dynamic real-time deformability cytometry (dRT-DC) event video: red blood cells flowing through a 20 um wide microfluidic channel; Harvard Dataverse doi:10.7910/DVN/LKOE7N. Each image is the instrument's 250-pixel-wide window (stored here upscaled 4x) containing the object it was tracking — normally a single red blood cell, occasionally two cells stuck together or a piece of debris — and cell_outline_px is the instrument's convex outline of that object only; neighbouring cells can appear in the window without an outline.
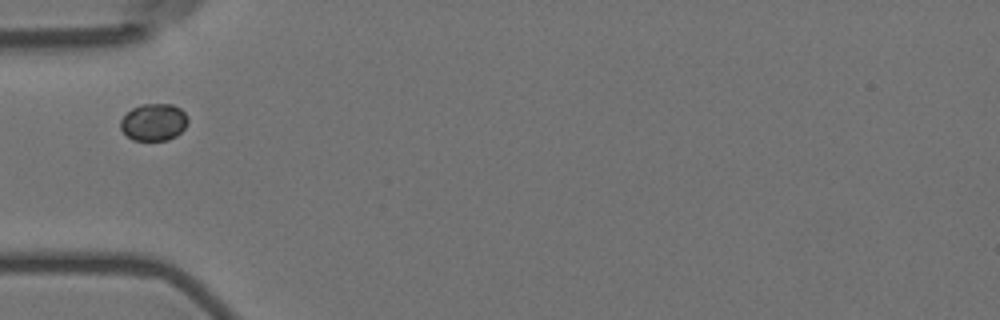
{"species": "Egyptian fruit bat (a non-hibernating species)", "species_latin": "Rousettus aegyptiacus", "temperature_condition": "room temperature", "stored_images_in_passage": 15, "camera_frame_rate_fps": 3000, "um_per_image_px": 0.085, "animal": {"sex": "female"}, "frame": {"image": 1, "passage_image": 1, "time_ms": 0.0, "image_size_px": [1000, 320], "cell_outline_px": [[188, 120], [184, 128], [176, 136], [168, 140], [132, 140], [120, 128], [120, 120], [132, 108], [140, 104], [172, 104], [180, 108], [188, 116]], "centroid_in_image_um": [13.07, 10.37], "position_along_channel_um": 71.9, "area_um2": 14.57}}
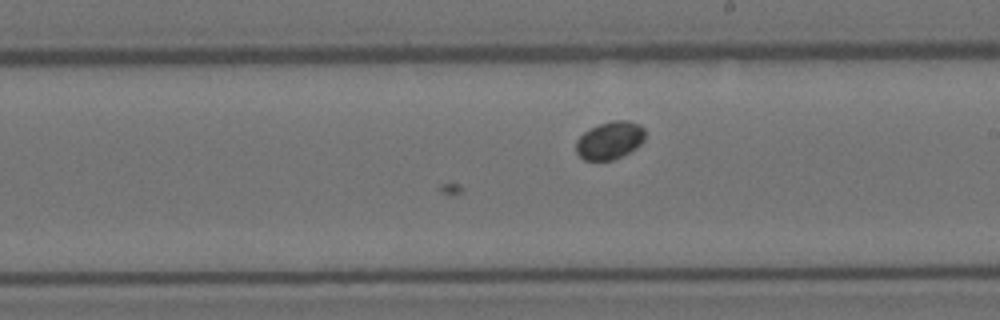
{"frame": {"image": 2, "passage_image": 15, "time_ms": 4.667, "image_size_px": [1000, 320], "cell_outline_px": [[644, 140], [636, 148], [612, 160], [584, 160], [576, 152], [576, 140], [584, 132], [600, 124], [612, 120], [628, 120], [640, 124], [644, 128]], "centroid_in_image_um": [51.84, 11.92], "position_along_channel_um": 237.2, "area_um2": 15.09}}